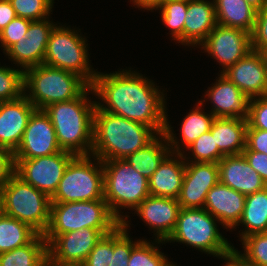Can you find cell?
I'll return each mask as SVG.
<instances>
[{"label": "cell", "instance_id": "cell-1", "mask_svg": "<svg viewBox=\"0 0 267 266\" xmlns=\"http://www.w3.org/2000/svg\"><path fill=\"white\" fill-rule=\"evenodd\" d=\"M154 83L136 71L118 70L109 74L97 71L91 87L93 95L106 104L96 102L100 110L148 125L162 134L166 124V94Z\"/></svg>", "mask_w": 267, "mask_h": 266}, {"label": "cell", "instance_id": "cell-2", "mask_svg": "<svg viewBox=\"0 0 267 266\" xmlns=\"http://www.w3.org/2000/svg\"><path fill=\"white\" fill-rule=\"evenodd\" d=\"M157 135L148 125L102 111L96 106L91 155L101 161L125 159L144 148Z\"/></svg>", "mask_w": 267, "mask_h": 266}, {"label": "cell", "instance_id": "cell-3", "mask_svg": "<svg viewBox=\"0 0 267 266\" xmlns=\"http://www.w3.org/2000/svg\"><path fill=\"white\" fill-rule=\"evenodd\" d=\"M90 93L94 94L91 86L73 100L54 103L44 109L54 126L60 148L74 155L92 153L96 101L87 98Z\"/></svg>", "mask_w": 267, "mask_h": 266}, {"label": "cell", "instance_id": "cell-4", "mask_svg": "<svg viewBox=\"0 0 267 266\" xmlns=\"http://www.w3.org/2000/svg\"><path fill=\"white\" fill-rule=\"evenodd\" d=\"M89 86L79 75L46 64L24 70L23 95L37 110L73 100Z\"/></svg>", "mask_w": 267, "mask_h": 266}, {"label": "cell", "instance_id": "cell-5", "mask_svg": "<svg viewBox=\"0 0 267 266\" xmlns=\"http://www.w3.org/2000/svg\"><path fill=\"white\" fill-rule=\"evenodd\" d=\"M104 170V199L111 213L122 223L128 215L122 208L133 210L150 195L149 180L124 159L102 161Z\"/></svg>", "mask_w": 267, "mask_h": 266}, {"label": "cell", "instance_id": "cell-6", "mask_svg": "<svg viewBox=\"0 0 267 266\" xmlns=\"http://www.w3.org/2000/svg\"><path fill=\"white\" fill-rule=\"evenodd\" d=\"M121 222L105 199L51 203L50 222L43 234L47 245L57 236L82 228H117Z\"/></svg>", "mask_w": 267, "mask_h": 266}, {"label": "cell", "instance_id": "cell-7", "mask_svg": "<svg viewBox=\"0 0 267 266\" xmlns=\"http://www.w3.org/2000/svg\"><path fill=\"white\" fill-rule=\"evenodd\" d=\"M217 223L219 220L204 208H181L175 228L165 242H180L221 258L232 245L219 232Z\"/></svg>", "mask_w": 267, "mask_h": 266}, {"label": "cell", "instance_id": "cell-8", "mask_svg": "<svg viewBox=\"0 0 267 266\" xmlns=\"http://www.w3.org/2000/svg\"><path fill=\"white\" fill-rule=\"evenodd\" d=\"M4 214L27 223L38 234H44L49 226L51 198L24 182L15 173L0 190Z\"/></svg>", "mask_w": 267, "mask_h": 266}, {"label": "cell", "instance_id": "cell-9", "mask_svg": "<svg viewBox=\"0 0 267 266\" xmlns=\"http://www.w3.org/2000/svg\"><path fill=\"white\" fill-rule=\"evenodd\" d=\"M92 155H76L68 164L51 203L104 199L102 161ZM91 158V159H90ZM97 163H96V162Z\"/></svg>", "mask_w": 267, "mask_h": 266}, {"label": "cell", "instance_id": "cell-10", "mask_svg": "<svg viewBox=\"0 0 267 266\" xmlns=\"http://www.w3.org/2000/svg\"><path fill=\"white\" fill-rule=\"evenodd\" d=\"M79 33L56 24L47 43L43 64L75 73L91 86L97 72L90 67L87 39Z\"/></svg>", "mask_w": 267, "mask_h": 266}, {"label": "cell", "instance_id": "cell-11", "mask_svg": "<svg viewBox=\"0 0 267 266\" xmlns=\"http://www.w3.org/2000/svg\"><path fill=\"white\" fill-rule=\"evenodd\" d=\"M62 150L55 154L33 159H14V173L24 182L48 195H54L69 162L75 157Z\"/></svg>", "mask_w": 267, "mask_h": 266}, {"label": "cell", "instance_id": "cell-12", "mask_svg": "<svg viewBox=\"0 0 267 266\" xmlns=\"http://www.w3.org/2000/svg\"><path fill=\"white\" fill-rule=\"evenodd\" d=\"M115 228H82L57 235L48 245V258L58 264L81 265L103 235Z\"/></svg>", "mask_w": 267, "mask_h": 266}, {"label": "cell", "instance_id": "cell-13", "mask_svg": "<svg viewBox=\"0 0 267 266\" xmlns=\"http://www.w3.org/2000/svg\"><path fill=\"white\" fill-rule=\"evenodd\" d=\"M222 66L220 73L245 57L251 50V34L239 28L217 24L199 45Z\"/></svg>", "mask_w": 267, "mask_h": 266}, {"label": "cell", "instance_id": "cell-14", "mask_svg": "<svg viewBox=\"0 0 267 266\" xmlns=\"http://www.w3.org/2000/svg\"><path fill=\"white\" fill-rule=\"evenodd\" d=\"M56 132L44 110H35L29 118L14 159H33L61 152Z\"/></svg>", "mask_w": 267, "mask_h": 266}, {"label": "cell", "instance_id": "cell-15", "mask_svg": "<svg viewBox=\"0 0 267 266\" xmlns=\"http://www.w3.org/2000/svg\"><path fill=\"white\" fill-rule=\"evenodd\" d=\"M129 221L124 220L105 234L90 251L82 266H128L132 249L142 240L133 241L128 234Z\"/></svg>", "mask_w": 267, "mask_h": 266}, {"label": "cell", "instance_id": "cell-16", "mask_svg": "<svg viewBox=\"0 0 267 266\" xmlns=\"http://www.w3.org/2000/svg\"><path fill=\"white\" fill-rule=\"evenodd\" d=\"M55 25L49 17L31 21L26 37L13 44L5 54L23 71L43 64L47 43Z\"/></svg>", "mask_w": 267, "mask_h": 266}, {"label": "cell", "instance_id": "cell-17", "mask_svg": "<svg viewBox=\"0 0 267 266\" xmlns=\"http://www.w3.org/2000/svg\"><path fill=\"white\" fill-rule=\"evenodd\" d=\"M219 182L218 163L186 162L177 198L181 208H204L207 193Z\"/></svg>", "mask_w": 267, "mask_h": 266}, {"label": "cell", "instance_id": "cell-18", "mask_svg": "<svg viewBox=\"0 0 267 266\" xmlns=\"http://www.w3.org/2000/svg\"><path fill=\"white\" fill-rule=\"evenodd\" d=\"M180 209L177 199L149 195L134 213L154 231L155 238L157 236L155 244H165L175 228Z\"/></svg>", "mask_w": 267, "mask_h": 266}, {"label": "cell", "instance_id": "cell-19", "mask_svg": "<svg viewBox=\"0 0 267 266\" xmlns=\"http://www.w3.org/2000/svg\"><path fill=\"white\" fill-rule=\"evenodd\" d=\"M222 74L250 99L267 96V69L258 51L251 50Z\"/></svg>", "mask_w": 267, "mask_h": 266}, {"label": "cell", "instance_id": "cell-20", "mask_svg": "<svg viewBox=\"0 0 267 266\" xmlns=\"http://www.w3.org/2000/svg\"><path fill=\"white\" fill-rule=\"evenodd\" d=\"M35 110L24 95L16 100L0 102V147L11 153L16 151Z\"/></svg>", "mask_w": 267, "mask_h": 266}, {"label": "cell", "instance_id": "cell-21", "mask_svg": "<svg viewBox=\"0 0 267 266\" xmlns=\"http://www.w3.org/2000/svg\"><path fill=\"white\" fill-rule=\"evenodd\" d=\"M208 88L206 97L213 103L214 117H229L248 120L250 98L222 73Z\"/></svg>", "mask_w": 267, "mask_h": 266}, {"label": "cell", "instance_id": "cell-22", "mask_svg": "<svg viewBox=\"0 0 267 266\" xmlns=\"http://www.w3.org/2000/svg\"><path fill=\"white\" fill-rule=\"evenodd\" d=\"M219 182L247 196L267 187L243 154L226 155L219 162Z\"/></svg>", "mask_w": 267, "mask_h": 266}, {"label": "cell", "instance_id": "cell-23", "mask_svg": "<svg viewBox=\"0 0 267 266\" xmlns=\"http://www.w3.org/2000/svg\"><path fill=\"white\" fill-rule=\"evenodd\" d=\"M246 196L218 182L207 193L204 209L225 229H234L242 216Z\"/></svg>", "mask_w": 267, "mask_h": 266}, {"label": "cell", "instance_id": "cell-24", "mask_svg": "<svg viewBox=\"0 0 267 266\" xmlns=\"http://www.w3.org/2000/svg\"><path fill=\"white\" fill-rule=\"evenodd\" d=\"M216 25L214 0L187 1V12L183 28V45L199 46Z\"/></svg>", "mask_w": 267, "mask_h": 266}, {"label": "cell", "instance_id": "cell-25", "mask_svg": "<svg viewBox=\"0 0 267 266\" xmlns=\"http://www.w3.org/2000/svg\"><path fill=\"white\" fill-rule=\"evenodd\" d=\"M185 165L182 153L170 152L149 179L150 195L177 199L182 187Z\"/></svg>", "mask_w": 267, "mask_h": 266}, {"label": "cell", "instance_id": "cell-26", "mask_svg": "<svg viewBox=\"0 0 267 266\" xmlns=\"http://www.w3.org/2000/svg\"><path fill=\"white\" fill-rule=\"evenodd\" d=\"M205 100L202 99V101L199 100L196 105L189 113L185 116L183 119V122L181 123L180 128V134L181 137V143L177 140L178 137H176V134L173 132V127L169 125L168 121V115L166 112V124L164 128L163 134L166 136V139L168 141L170 150L173 153H182V149L187 148L192 143H194L195 140H197L203 133H206L210 131L211 124L213 122V119L215 118L214 115L209 112L206 114L202 110L203 103ZM175 135V136H174ZM181 146H185L184 148H181Z\"/></svg>", "mask_w": 267, "mask_h": 266}, {"label": "cell", "instance_id": "cell-27", "mask_svg": "<svg viewBox=\"0 0 267 266\" xmlns=\"http://www.w3.org/2000/svg\"><path fill=\"white\" fill-rule=\"evenodd\" d=\"M248 121L240 118L215 117L210 127L215 146L226 155L242 154L246 148Z\"/></svg>", "mask_w": 267, "mask_h": 266}, {"label": "cell", "instance_id": "cell-28", "mask_svg": "<svg viewBox=\"0 0 267 266\" xmlns=\"http://www.w3.org/2000/svg\"><path fill=\"white\" fill-rule=\"evenodd\" d=\"M217 24L252 33L257 10L246 0H214Z\"/></svg>", "mask_w": 267, "mask_h": 266}, {"label": "cell", "instance_id": "cell-29", "mask_svg": "<svg viewBox=\"0 0 267 266\" xmlns=\"http://www.w3.org/2000/svg\"><path fill=\"white\" fill-rule=\"evenodd\" d=\"M170 152L169 143L162 133L158 134L144 148L128 155L124 160L149 180Z\"/></svg>", "mask_w": 267, "mask_h": 266}, {"label": "cell", "instance_id": "cell-30", "mask_svg": "<svg viewBox=\"0 0 267 266\" xmlns=\"http://www.w3.org/2000/svg\"><path fill=\"white\" fill-rule=\"evenodd\" d=\"M246 230L240 234L241 240L254 233L267 232V187L259 192L247 195L239 223Z\"/></svg>", "mask_w": 267, "mask_h": 266}, {"label": "cell", "instance_id": "cell-31", "mask_svg": "<svg viewBox=\"0 0 267 266\" xmlns=\"http://www.w3.org/2000/svg\"><path fill=\"white\" fill-rule=\"evenodd\" d=\"M47 242L37 234L28 244L0 253V266H45Z\"/></svg>", "mask_w": 267, "mask_h": 266}, {"label": "cell", "instance_id": "cell-32", "mask_svg": "<svg viewBox=\"0 0 267 266\" xmlns=\"http://www.w3.org/2000/svg\"><path fill=\"white\" fill-rule=\"evenodd\" d=\"M37 234L27 223L3 213L0 216V253L28 244Z\"/></svg>", "mask_w": 267, "mask_h": 266}, {"label": "cell", "instance_id": "cell-33", "mask_svg": "<svg viewBox=\"0 0 267 266\" xmlns=\"http://www.w3.org/2000/svg\"><path fill=\"white\" fill-rule=\"evenodd\" d=\"M155 10H161V19L171 29L170 35L176 42L183 45V28L187 12V1L164 0Z\"/></svg>", "mask_w": 267, "mask_h": 266}, {"label": "cell", "instance_id": "cell-34", "mask_svg": "<svg viewBox=\"0 0 267 266\" xmlns=\"http://www.w3.org/2000/svg\"><path fill=\"white\" fill-rule=\"evenodd\" d=\"M186 149L192 152L193 159L186 157L182 150L183 158L186 162H202V163H218L225 155L215 146L214 137L211 131L203 133L197 140L194 141ZM189 159V160H188Z\"/></svg>", "mask_w": 267, "mask_h": 266}, {"label": "cell", "instance_id": "cell-35", "mask_svg": "<svg viewBox=\"0 0 267 266\" xmlns=\"http://www.w3.org/2000/svg\"><path fill=\"white\" fill-rule=\"evenodd\" d=\"M151 243L142 239L132 249L128 266H167L170 263L168 257L153 242Z\"/></svg>", "mask_w": 267, "mask_h": 266}, {"label": "cell", "instance_id": "cell-36", "mask_svg": "<svg viewBox=\"0 0 267 266\" xmlns=\"http://www.w3.org/2000/svg\"><path fill=\"white\" fill-rule=\"evenodd\" d=\"M24 71L0 66V102L12 101L23 95Z\"/></svg>", "mask_w": 267, "mask_h": 266}, {"label": "cell", "instance_id": "cell-37", "mask_svg": "<svg viewBox=\"0 0 267 266\" xmlns=\"http://www.w3.org/2000/svg\"><path fill=\"white\" fill-rule=\"evenodd\" d=\"M17 17L30 21L48 18L52 12L54 0H9Z\"/></svg>", "mask_w": 267, "mask_h": 266}, {"label": "cell", "instance_id": "cell-38", "mask_svg": "<svg viewBox=\"0 0 267 266\" xmlns=\"http://www.w3.org/2000/svg\"><path fill=\"white\" fill-rule=\"evenodd\" d=\"M244 255L259 266H267V232L254 233L242 240Z\"/></svg>", "mask_w": 267, "mask_h": 266}, {"label": "cell", "instance_id": "cell-39", "mask_svg": "<svg viewBox=\"0 0 267 266\" xmlns=\"http://www.w3.org/2000/svg\"><path fill=\"white\" fill-rule=\"evenodd\" d=\"M30 23L31 21L28 19L16 17L0 31V47H3V53L22 37H26Z\"/></svg>", "mask_w": 267, "mask_h": 266}, {"label": "cell", "instance_id": "cell-40", "mask_svg": "<svg viewBox=\"0 0 267 266\" xmlns=\"http://www.w3.org/2000/svg\"><path fill=\"white\" fill-rule=\"evenodd\" d=\"M247 129L267 131V96L250 99Z\"/></svg>", "mask_w": 267, "mask_h": 266}, {"label": "cell", "instance_id": "cell-41", "mask_svg": "<svg viewBox=\"0 0 267 266\" xmlns=\"http://www.w3.org/2000/svg\"><path fill=\"white\" fill-rule=\"evenodd\" d=\"M252 50L260 52L267 48V6L257 12L254 29L251 33Z\"/></svg>", "mask_w": 267, "mask_h": 266}, {"label": "cell", "instance_id": "cell-42", "mask_svg": "<svg viewBox=\"0 0 267 266\" xmlns=\"http://www.w3.org/2000/svg\"><path fill=\"white\" fill-rule=\"evenodd\" d=\"M243 151H257L267 155V131L246 129V148Z\"/></svg>", "mask_w": 267, "mask_h": 266}, {"label": "cell", "instance_id": "cell-43", "mask_svg": "<svg viewBox=\"0 0 267 266\" xmlns=\"http://www.w3.org/2000/svg\"><path fill=\"white\" fill-rule=\"evenodd\" d=\"M14 171L13 153L0 147V190L7 184Z\"/></svg>", "mask_w": 267, "mask_h": 266}, {"label": "cell", "instance_id": "cell-44", "mask_svg": "<svg viewBox=\"0 0 267 266\" xmlns=\"http://www.w3.org/2000/svg\"><path fill=\"white\" fill-rule=\"evenodd\" d=\"M242 154L267 185V155L257 151H242Z\"/></svg>", "mask_w": 267, "mask_h": 266}, {"label": "cell", "instance_id": "cell-45", "mask_svg": "<svg viewBox=\"0 0 267 266\" xmlns=\"http://www.w3.org/2000/svg\"><path fill=\"white\" fill-rule=\"evenodd\" d=\"M221 259L227 262L224 266H259L235 249L234 246H232Z\"/></svg>", "mask_w": 267, "mask_h": 266}, {"label": "cell", "instance_id": "cell-46", "mask_svg": "<svg viewBox=\"0 0 267 266\" xmlns=\"http://www.w3.org/2000/svg\"><path fill=\"white\" fill-rule=\"evenodd\" d=\"M17 17L9 0L0 1V31Z\"/></svg>", "mask_w": 267, "mask_h": 266}, {"label": "cell", "instance_id": "cell-47", "mask_svg": "<svg viewBox=\"0 0 267 266\" xmlns=\"http://www.w3.org/2000/svg\"><path fill=\"white\" fill-rule=\"evenodd\" d=\"M134 6L138 8L146 9V10H155L157 9L164 0H130Z\"/></svg>", "mask_w": 267, "mask_h": 266}, {"label": "cell", "instance_id": "cell-48", "mask_svg": "<svg viewBox=\"0 0 267 266\" xmlns=\"http://www.w3.org/2000/svg\"><path fill=\"white\" fill-rule=\"evenodd\" d=\"M257 11L263 10L267 6V0H246Z\"/></svg>", "mask_w": 267, "mask_h": 266}, {"label": "cell", "instance_id": "cell-49", "mask_svg": "<svg viewBox=\"0 0 267 266\" xmlns=\"http://www.w3.org/2000/svg\"><path fill=\"white\" fill-rule=\"evenodd\" d=\"M45 266H82V265H72V264H58L53 262L47 257Z\"/></svg>", "mask_w": 267, "mask_h": 266}, {"label": "cell", "instance_id": "cell-50", "mask_svg": "<svg viewBox=\"0 0 267 266\" xmlns=\"http://www.w3.org/2000/svg\"><path fill=\"white\" fill-rule=\"evenodd\" d=\"M260 53H261V55H262V57H263V60H264V62H265V66H266V69H267V48L262 49V50L260 51Z\"/></svg>", "mask_w": 267, "mask_h": 266}, {"label": "cell", "instance_id": "cell-51", "mask_svg": "<svg viewBox=\"0 0 267 266\" xmlns=\"http://www.w3.org/2000/svg\"><path fill=\"white\" fill-rule=\"evenodd\" d=\"M4 213L3 211V197L2 193L0 192V216Z\"/></svg>", "mask_w": 267, "mask_h": 266}, {"label": "cell", "instance_id": "cell-52", "mask_svg": "<svg viewBox=\"0 0 267 266\" xmlns=\"http://www.w3.org/2000/svg\"><path fill=\"white\" fill-rule=\"evenodd\" d=\"M167 266H176V264L172 263V261Z\"/></svg>", "mask_w": 267, "mask_h": 266}]
</instances>
